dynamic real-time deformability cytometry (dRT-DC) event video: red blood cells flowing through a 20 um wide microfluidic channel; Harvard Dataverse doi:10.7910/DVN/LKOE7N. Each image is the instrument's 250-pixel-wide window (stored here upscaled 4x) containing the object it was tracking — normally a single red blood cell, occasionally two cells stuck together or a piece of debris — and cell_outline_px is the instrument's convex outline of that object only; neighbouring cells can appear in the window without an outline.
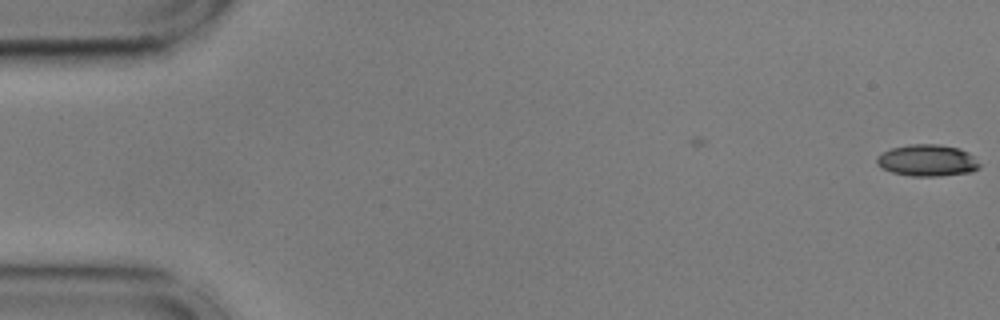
{"species": "common noctule bat (a hibernating species)", "species_latin": "Nyctalus noctula", "temperature_condition": "cold", "stored_images_in_passage": 2, "camera_frame_rate_fps": 3000, "um_per_image_px": 0.085, "animal": {"sex": "male", "body_mass_g": 17.9, "forearm_length_mm": 54.2}, "frame": {"image": 1, "passage_image": 2, "time_ms": 0.333, "image_size_px": [1000, 320], "cell_outline_px": [[980, 168], [972, 172], [940, 176], [912, 176], [892, 172], [876, 164], [876, 156], [892, 148], [908, 144], [940, 144], [960, 148], [968, 152], [980, 164]], "centroid_in_image_um": [78.84, 13.63], "position_along_channel_um": 6.2, "area_um2": 19.02}}